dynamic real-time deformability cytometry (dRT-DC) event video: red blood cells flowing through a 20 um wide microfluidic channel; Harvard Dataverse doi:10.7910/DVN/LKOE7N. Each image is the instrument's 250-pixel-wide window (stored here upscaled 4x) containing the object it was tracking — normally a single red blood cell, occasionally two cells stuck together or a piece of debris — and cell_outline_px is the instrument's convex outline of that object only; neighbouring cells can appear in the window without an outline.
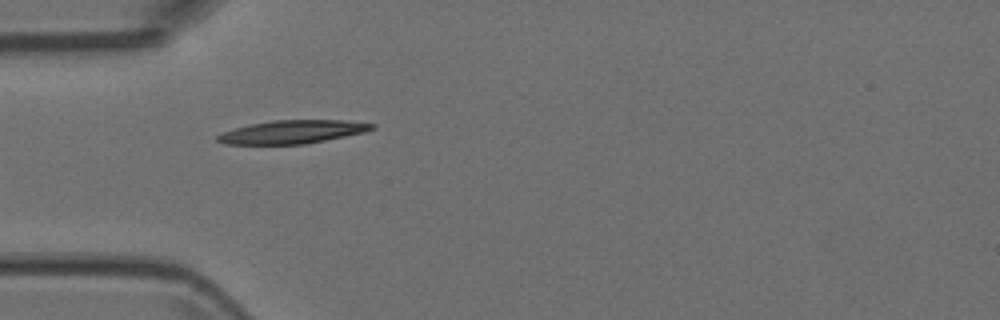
{"species": "Egyptian fruit bat (a non-hibernating species)", "species_latin": "Rousettus aegyptiacus", "temperature_condition": "room temperature", "stored_images_in_passage": 13, "camera_frame_rate_fps": 3000, "um_per_image_px": 0.085, "animal": {"sex": "female"}, "frame": {"image": 1, "passage_image": 3, "time_ms": 0.667, "image_size_px": [1000, 320], "cell_outline_px": [[376, 128], [364, 132], [304, 144], [224, 144], [216, 140], [216, 136], [224, 132], [236, 128], [252, 124], [272, 120], [344, 120], [376, 124]], "centroid_in_image_um": [24.87, 11.2], "position_along_channel_um": 60.1, "area_um2": 20.69}}
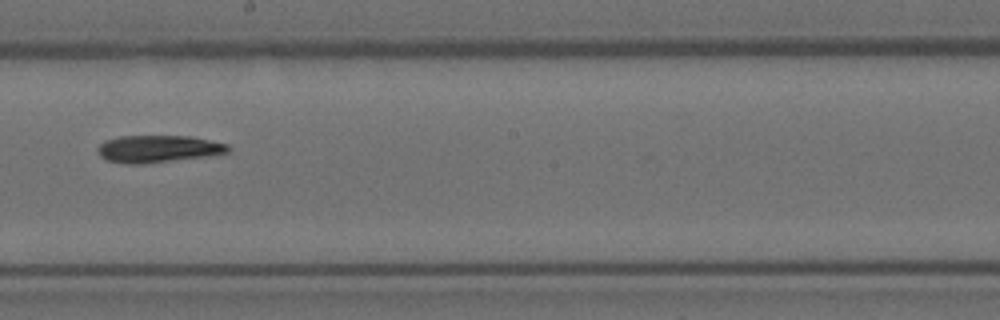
{"frame": {"image": 2, "passage_image": 7, "time_ms": 2.0, "image_size_px": [1000, 320], "cell_outline_px": [[232, 148], [228, 152], [208, 156], [140, 164], [128, 164], [108, 160], [100, 156], [96, 152], [96, 148], [104, 140], [120, 136], [188, 136], [228, 144]], "centroid_in_image_um": [13.41, 12.65], "position_along_channel_um": 234.8, "area_um2": 20.63}}
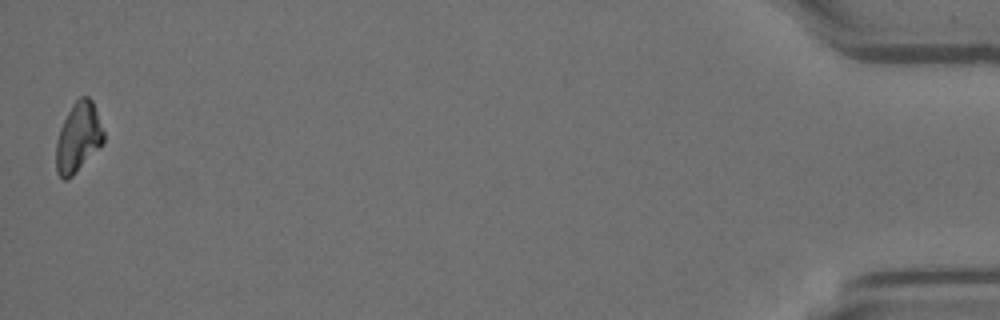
{"frame": {"image": 3, "passage_image": 13, "time_ms": 4.0, "image_size_px": [1000, 320], "cell_outline_px": [[104, 144], [68, 180], [64, 180], [56, 172], [56, 140], [60, 128], [72, 104], [80, 96], [88, 96], [92, 100], [104, 132]], "centroid_in_image_um": [6.65, 11.7], "position_along_channel_um": 428.5, "area_um2": 19.36}}